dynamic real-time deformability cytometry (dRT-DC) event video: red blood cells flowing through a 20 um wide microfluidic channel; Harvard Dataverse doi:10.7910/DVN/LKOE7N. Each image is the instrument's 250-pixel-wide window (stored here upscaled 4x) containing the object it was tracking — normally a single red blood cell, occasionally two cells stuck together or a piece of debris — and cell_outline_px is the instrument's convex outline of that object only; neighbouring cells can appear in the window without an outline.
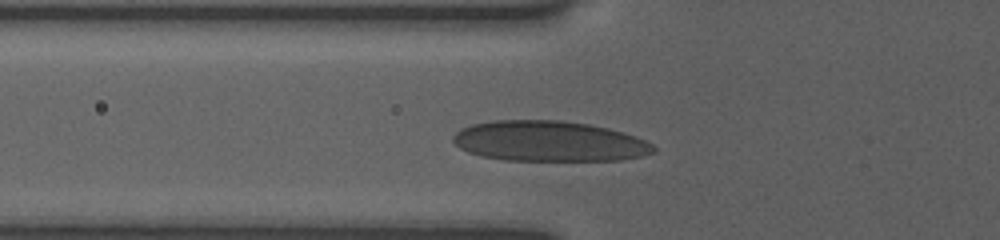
{"species": "human", "species_latin": "Homo sapiens", "temperature_condition": "room temperature", "stored_images_in_passage": 19, "camera_frame_rate_fps": 3000, "um_per_image_px": 0.085, "donor": {"sex": "female"}, "frame": {"image": 1, "passage_image": 2, "time_ms": 0.667, "image_size_px": [1000, 240], "cell_outline_px": [[656, 152], [640, 156], [620, 160], [504, 160], [480, 156], [468, 152], [460, 148], [452, 140], [452, 136], [460, 128], [472, 124], [496, 120], [560, 120], [588, 124], [608, 128], [636, 136], [652, 144], [656, 148]], "centroid_in_image_um": [46.65, 12.0], "position_along_channel_um": 79.1, "area_um2": 47.28}}
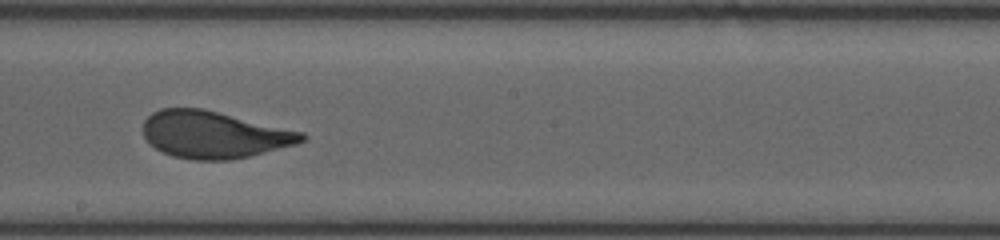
{"frame": {"image": 2, "passage_image": 8, "time_ms": 4.667, "image_size_px": [1000, 240], "cell_outline_px": [[308, 136], [304, 140], [296, 144], [248, 156], [228, 160], [192, 160], [172, 156], [148, 144], [144, 136], [144, 120], [152, 112], [160, 108], [204, 108], [304, 132]], "centroid_in_image_um": [18.17, 11.43], "position_along_channel_um": 230.0, "area_um2": 43.58}}
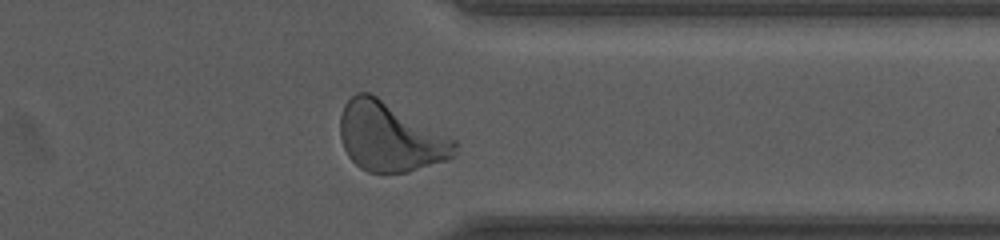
{"frame": {"image": 3, "passage_image": 17, "time_ms": 8.667, "image_size_px": [1000, 240], "cell_outline_px": [[456, 156], [448, 160], [408, 172], [368, 172], [360, 168], [348, 156], [344, 148], [340, 136], [340, 116], [344, 104], [356, 92], [368, 92], [376, 96], [456, 140]], "centroid_in_image_um": [33.15, 11.66], "position_along_channel_um": 378.3, "area_um2": 45.89}, "authors_computed_cell_mechanics": {"area_um2": 44.0436, "velocity_mm_per_s": 3.7405, "shape_relaxation_time_tau1_ms": 3.8666, "shape_relaxation_time_tau2_ms": null, "deformation_change_tau1": 0.1677, "deformation_change_tau2": null}}